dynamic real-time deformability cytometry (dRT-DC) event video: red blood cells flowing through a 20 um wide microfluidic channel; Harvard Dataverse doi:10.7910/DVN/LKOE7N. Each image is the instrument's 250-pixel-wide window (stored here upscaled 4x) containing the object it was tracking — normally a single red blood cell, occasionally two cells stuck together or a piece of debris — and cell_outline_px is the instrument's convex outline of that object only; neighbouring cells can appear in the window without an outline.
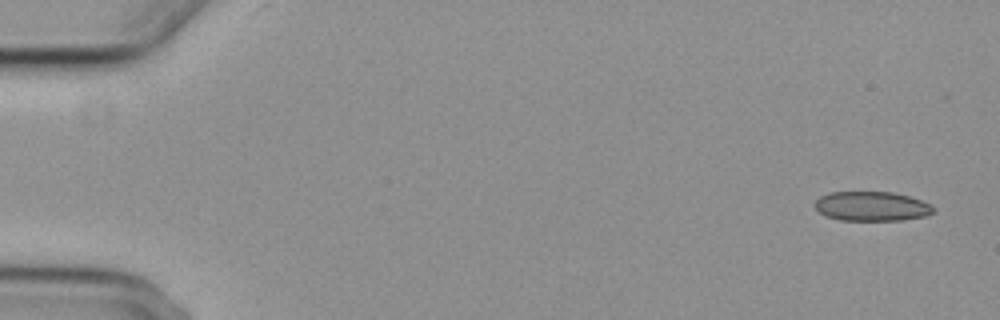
{"species": "common noctule bat (a hibernating species)", "species_latin": "Nyctalus noctula", "temperature_condition": "cold", "stored_images_in_passage": 2, "segment_of_instrument_passage": [2, 2], "camera_frame_rate_fps": 3000, "um_per_image_px": 0.085, "animal": {"sex": "female", "body_mass_g": 29.2, "forearm_length_mm": 56.3}, "frame": {"image": 1, "passage_image": 2, "time_ms": 2.0, "image_size_px": [1000, 320], "cell_outline_px": [[932, 212], [924, 216], [904, 220], [840, 220], [824, 216], [812, 204], [820, 196], [828, 192], [892, 192], [908, 196], [932, 204]], "centroid_in_image_um": [74.04, 17.53], "position_along_channel_um": 11.0, "area_um2": 20.35}}